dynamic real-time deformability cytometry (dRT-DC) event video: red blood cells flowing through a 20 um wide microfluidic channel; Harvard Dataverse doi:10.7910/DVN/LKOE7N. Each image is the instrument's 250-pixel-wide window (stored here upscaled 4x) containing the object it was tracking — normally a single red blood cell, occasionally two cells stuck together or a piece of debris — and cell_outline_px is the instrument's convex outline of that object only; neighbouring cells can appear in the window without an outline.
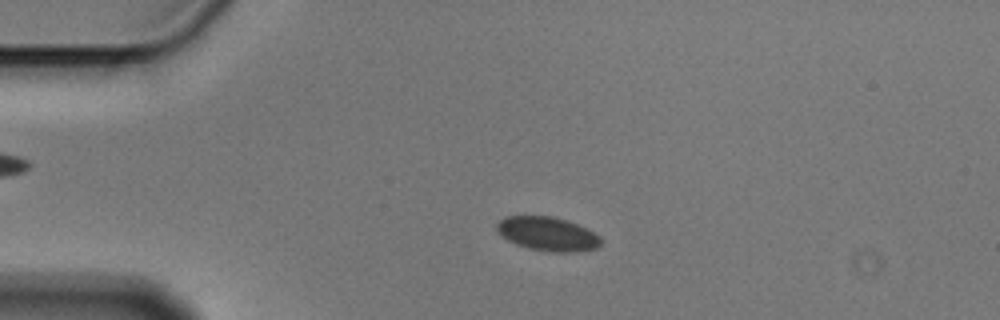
{"species": "Egyptian fruit bat (a non-hibernating species)", "species_latin": "Rousettus aegyptiacus", "temperature_condition": "cold", "stored_images_in_passage": 2, "camera_frame_rate_fps": 3000, "um_per_image_px": 0.085, "animal": {"sex": "male"}, "frame": {"image": 1, "passage_image": 2, "time_ms": 0.333, "image_size_px": [1000, 320], "cell_outline_px": [[600, 244], [596, 248], [580, 252], [548, 252], [528, 248], [516, 244], [500, 236], [496, 228], [496, 224], [504, 216], [552, 216], [576, 224], [600, 236]], "centroid_in_image_um": [46.5, 19.89], "position_along_channel_um": 38.5, "area_um2": 20.52}}